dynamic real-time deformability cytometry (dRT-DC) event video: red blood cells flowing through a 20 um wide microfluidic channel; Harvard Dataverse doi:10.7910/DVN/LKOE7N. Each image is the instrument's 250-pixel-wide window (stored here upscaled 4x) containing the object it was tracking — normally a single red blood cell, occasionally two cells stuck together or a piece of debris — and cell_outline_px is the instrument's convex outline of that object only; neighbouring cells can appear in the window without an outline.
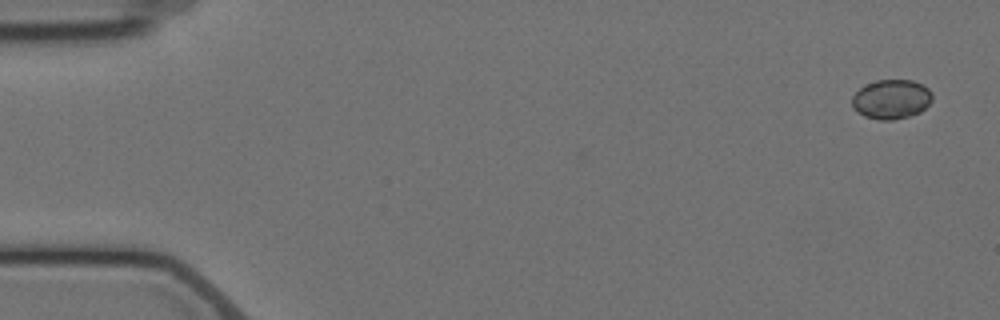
{"species": "Egyptian fruit bat (a non-hibernating species)", "species_latin": "Rousettus aegyptiacus", "temperature_condition": "cold", "stored_images_in_passage": 13, "camera_frame_rate_fps": 3000, "um_per_image_px": 0.085, "animal": {"sex": "female"}, "frame": {"image": 1, "passage_image": 1, "time_ms": 0.0, "image_size_px": [1000, 320], "cell_outline_px": [[932, 100], [920, 112], [908, 116], [892, 120], [880, 120], [864, 116], [852, 108], [852, 96], [860, 88], [876, 80], [912, 80], [928, 88], [932, 92]], "centroid_in_image_um": [75.75, 8.44], "position_along_channel_um": 9.2, "area_um2": 18.32}}
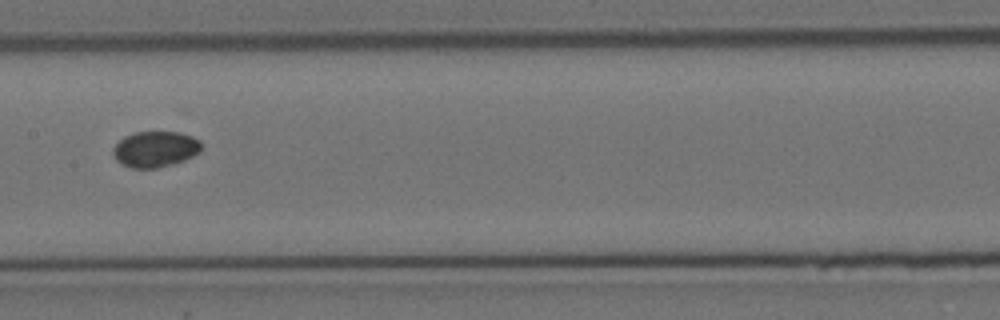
{"frame": {"image": 2, "passage_image": 8, "time_ms": 9.0, "image_size_px": [1000, 320], "cell_outline_px": [[200, 152], [184, 160], [156, 168], [132, 168], [116, 160], [112, 152], [112, 148], [124, 136], [136, 132], [180, 132], [192, 136], [200, 140]], "centroid_in_image_um": [13.18, 12.67], "position_along_channel_um": 194.2, "area_um2": 18.32}}
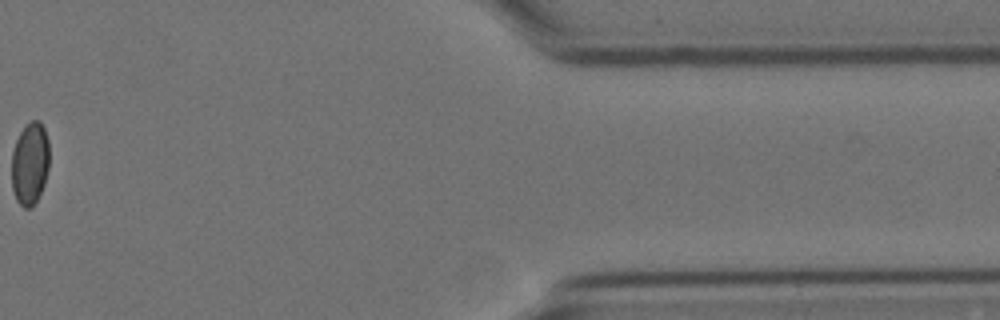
{"frame": {"image": 3, "passage_image": 13, "time_ms": 16.667, "image_size_px": [1000, 320], "cell_outline_px": [[48, 168], [44, 184], [32, 208], [24, 208], [16, 200], [12, 188], [12, 152], [16, 140], [20, 132], [32, 120], [40, 120], [44, 128], [48, 140]], "centroid_in_image_um": [2.53, 13.91], "position_along_channel_um": 408.9, "area_um2": 18.03}, "authors_computed_cell_mechanics": {"area_um2": 18.207, "velocity_mm_per_s": 3.5269, "shape_relaxation_time_tau1_ms": 1.7537, "shape_relaxation_time_tau2_ms": null, "deformation_change_tau1": null, "deformation_change_tau2": null}}